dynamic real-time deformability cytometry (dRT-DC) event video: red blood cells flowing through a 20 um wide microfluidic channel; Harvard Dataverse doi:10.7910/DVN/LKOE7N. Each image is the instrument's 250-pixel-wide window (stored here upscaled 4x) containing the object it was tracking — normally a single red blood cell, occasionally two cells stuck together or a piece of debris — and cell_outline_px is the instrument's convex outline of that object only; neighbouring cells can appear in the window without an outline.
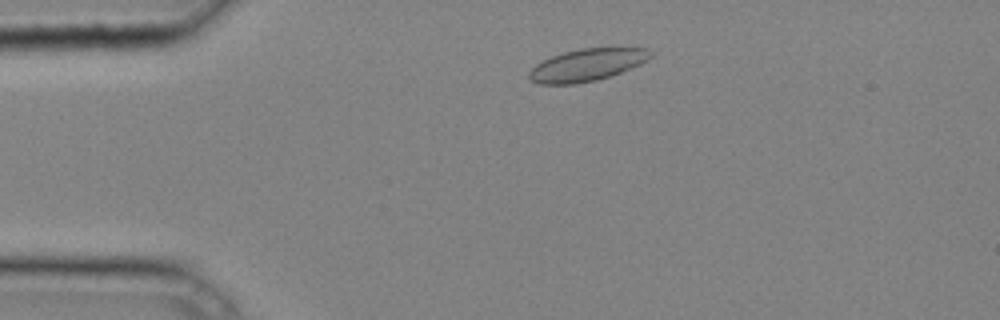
{"species": "common noctule bat (a hibernating species)", "species_latin": "Nyctalus noctula", "temperature_condition": "cold", "stored_images_in_passage": 31, "camera_frame_rate_fps": 3000, "um_per_image_px": 0.085, "animal": {"sex": "male", "body_mass_g": 20.4}, "frame": {"image": 1, "passage_image": 3, "time_ms": 0.667, "image_size_px": [1000, 320], "cell_outline_px": [[652, 56], [648, 60], [640, 64], [620, 72], [596, 80], [576, 84], [540, 84], [528, 80], [528, 72], [536, 64], [552, 56], [564, 52], [580, 48], [648, 48], [652, 52]], "centroid_in_image_um": [49.87, 5.52], "position_along_channel_um": 35.1, "area_um2": 22.72}}
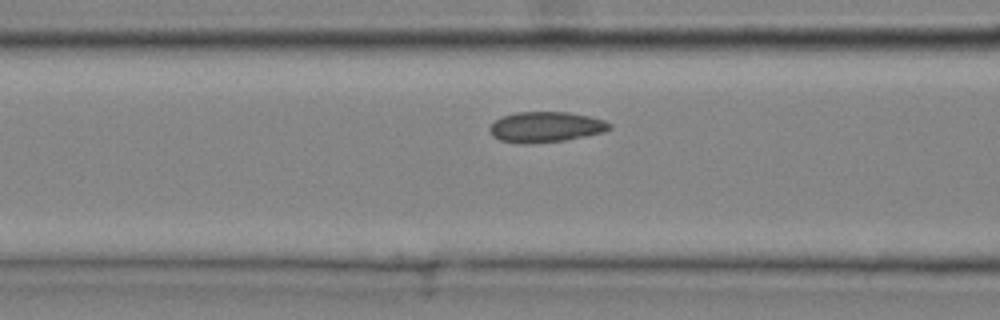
{"frame": {"image": 2, "passage_image": 11, "time_ms": 3.333, "image_size_px": [1000, 320], "cell_outline_px": [[612, 128], [604, 132], [564, 140], [528, 144], [520, 144], [500, 140], [492, 136], [488, 128], [500, 116], [516, 112], [568, 112], [588, 116], [604, 120], [612, 124]], "centroid_in_image_um": [46.36, 10.79], "position_along_channel_um": 120.2, "area_um2": 21.39}}
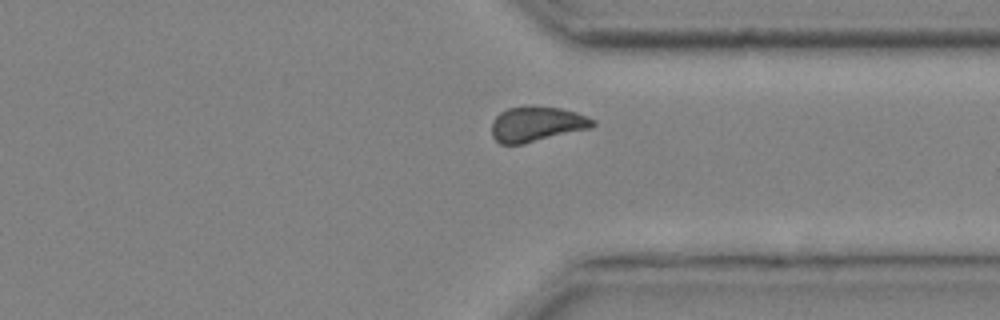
{"frame": {"image": 3, "passage_image": 27, "time_ms": 8.667, "image_size_px": [1000, 320], "cell_outline_px": [[596, 124], [592, 128], [524, 144], [500, 144], [492, 136], [492, 124], [496, 116], [500, 112], [508, 108], [560, 108], [576, 112], [596, 120]], "centroid_in_image_um": [45.65, 10.59], "position_along_channel_um": 365.7, "area_um2": 20.35}}